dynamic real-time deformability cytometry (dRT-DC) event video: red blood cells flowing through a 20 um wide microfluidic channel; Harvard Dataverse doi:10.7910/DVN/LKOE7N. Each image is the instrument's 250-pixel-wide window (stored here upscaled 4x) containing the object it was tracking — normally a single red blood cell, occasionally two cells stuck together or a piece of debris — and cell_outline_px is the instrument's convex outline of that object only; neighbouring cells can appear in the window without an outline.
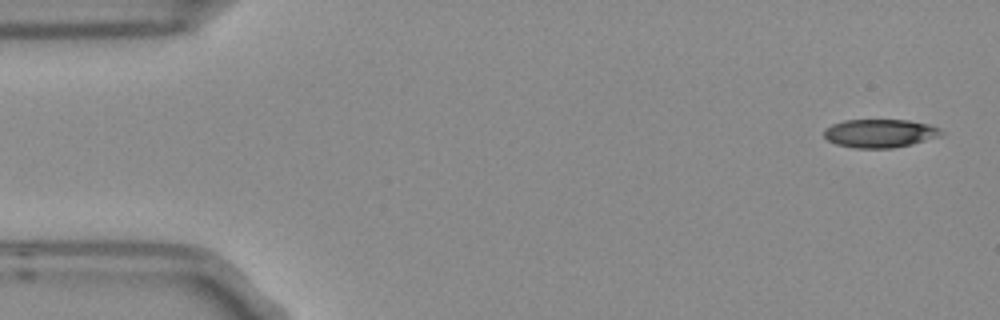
{"species": "Egyptian fruit bat (a non-hibernating species)", "species_latin": "Rousettus aegyptiacus", "temperature_condition": "room temperature", "stored_images_in_passage": 5, "camera_frame_rate_fps": 3000, "um_per_image_px": 0.085, "frame": {"image": 1, "passage_image": 1, "time_ms": 0.0, "image_size_px": [1000, 320], "cell_outline_px": [[944, 132], [940, 136], [912, 144], [892, 148], [856, 148], [836, 144], [828, 140], [824, 136], [824, 128], [832, 124], [844, 120], [908, 120], [928, 124], [940, 128]], "centroid_in_image_um": [74.79, 11.33], "position_along_channel_um": 10.2, "area_um2": 19.42}}